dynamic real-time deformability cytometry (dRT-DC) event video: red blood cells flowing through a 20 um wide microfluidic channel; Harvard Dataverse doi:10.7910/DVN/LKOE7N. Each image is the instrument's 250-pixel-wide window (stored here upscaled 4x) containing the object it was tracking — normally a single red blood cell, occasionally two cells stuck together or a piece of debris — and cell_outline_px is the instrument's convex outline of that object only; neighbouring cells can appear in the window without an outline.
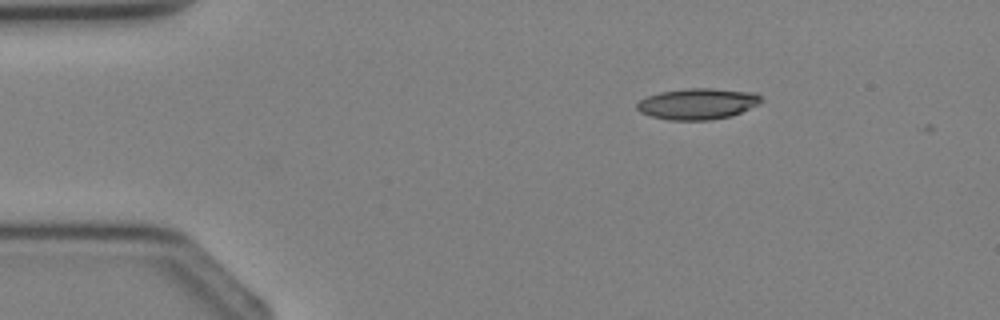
{"species": "Egyptian fruit bat (a non-hibernating species)", "species_latin": "Rousettus aegyptiacus", "temperature_condition": "cold", "stored_images_in_passage": 2, "camera_frame_rate_fps": 3000, "um_per_image_px": 0.085, "animal": {"sex": "female"}, "frame": {"image": 1, "passage_image": 1, "time_ms": 0.0, "image_size_px": [1000, 320], "cell_outline_px": [[764, 100], [760, 104], [732, 116], [708, 120], [668, 120], [652, 116], [640, 112], [636, 108], [636, 104], [640, 100], [648, 96], [660, 92], [688, 88], [712, 88], [756, 92]], "centroid_in_image_um": [59.34, 8.82], "position_along_channel_um": 25.7, "area_um2": 22.66}}